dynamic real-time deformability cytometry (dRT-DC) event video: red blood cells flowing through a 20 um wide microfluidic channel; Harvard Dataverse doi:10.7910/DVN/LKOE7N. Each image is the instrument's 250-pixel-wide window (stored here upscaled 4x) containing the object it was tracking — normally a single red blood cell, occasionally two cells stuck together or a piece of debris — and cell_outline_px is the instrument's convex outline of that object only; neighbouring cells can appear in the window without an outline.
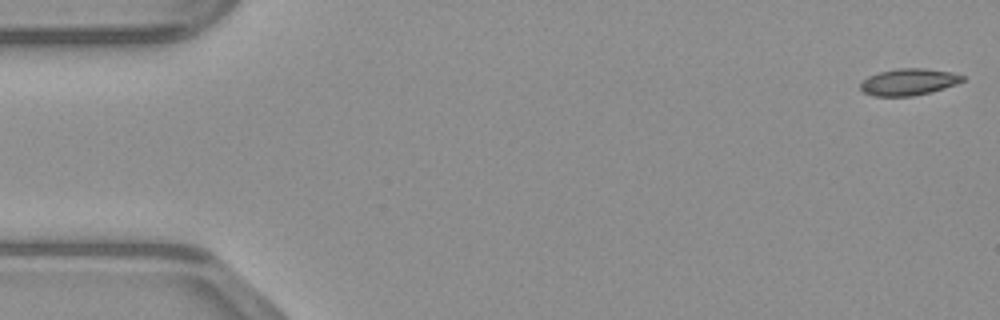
{"species": "common noctule bat (a hibernating species)", "species_latin": "Nyctalus noctula", "temperature_condition": "warm", "stored_images_in_passage": 48, "camera_frame_rate_fps": 3000, "um_per_image_px": 0.085, "animal": {"sex": "male", "body_mass_g": 23.1, "forearm_length_mm": 52.7}, "frame": {"image": 1, "passage_image": 1, "time_ms": 0.0, "image_size_px": [1000, 320], "cell_outline_px": [[964, 80], [956, 84], [944, 88], [912, 96], [876, 96], [864, 92], [860, 88], [860, 84], [868, 76], [880, 72], [896, 68], [924, 68], [952, 72], [964, 76]], "centroid_in_image_um": [77.24, 6.95], "position_along_channel_um": 7.8, "area_um2": 15.72}}
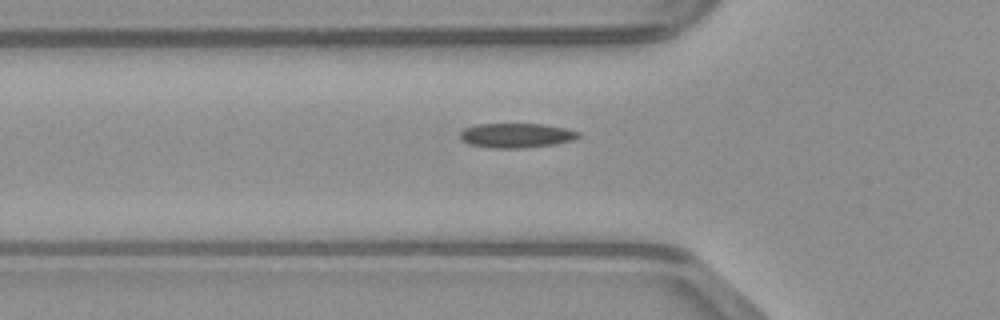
{"frame": {"image": 2, "passage_image": 16, "time_ms": 5.0, "image_size_px": [1000, 320], "cell_outline_px": [[580, 136], [572, 140], [552, 144], [524, 148], [492, 148], [468, 144], [460, 140], [460, 132], [464, 128], [476, 124], [544, 124], [564, 128], [580, 132]], "centroid_in_image_um": [43.84, 11.51], "position_along_channel_um": 82.0, "area_um2": 16.94}}
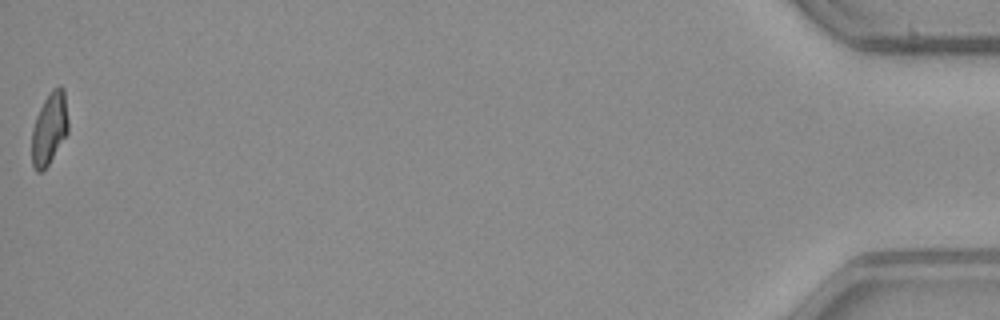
{"frame": {"image": 3, "passage_image": 48, "time_ms": 15.667, "image_size_px": [1000, 320], "cell_outline_px": [[68, 132], [48, 164], [40, 172], [36, 172], [32, 164], [32, 128], [36, 116], [44, 100], [52, 88], [60, 84], [64, 88], [68, 120]], "centroid_in_image_um": [4.2, 10.88], "position_along_channel_um": 431.0, "area_um2": 15.26}}